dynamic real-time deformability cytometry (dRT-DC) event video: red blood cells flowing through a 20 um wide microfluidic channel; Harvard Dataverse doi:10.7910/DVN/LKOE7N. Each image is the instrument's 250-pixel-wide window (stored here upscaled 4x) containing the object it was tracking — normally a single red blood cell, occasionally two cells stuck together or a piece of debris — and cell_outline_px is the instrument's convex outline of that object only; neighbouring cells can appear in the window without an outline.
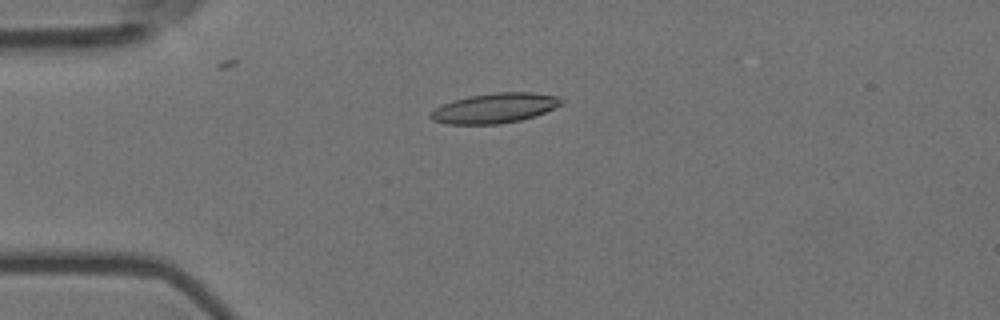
{"species": "Egyptian fruit bat (a non-hibernating species)", "species_latin": "Rousettus aegyptiacus", "temperature_condition": "room temperature", "stored_images_in_passage": 5, "camera_frame_rate_fps": 3000, "um_per_image_px": 0.085, "animal": {"sex": "female"}, "frame": {"image": 1, "passage_image": 3, "time_ms": 0.667, "image_size_px": [1000, 320], "cell_outline_px": [[564, 100], [560, 104], [544, 112], [520, 120], [500, 124], [448, 124], [432, 120], [428, 116], [428, 112], [452, 100], [468, 96], [496, 92], [532, 92], [560, 96]], "centroid_in_image_um": [42.01, 9.18], "position_along_channel_um": 43.0, "area_um2": 22.77}}